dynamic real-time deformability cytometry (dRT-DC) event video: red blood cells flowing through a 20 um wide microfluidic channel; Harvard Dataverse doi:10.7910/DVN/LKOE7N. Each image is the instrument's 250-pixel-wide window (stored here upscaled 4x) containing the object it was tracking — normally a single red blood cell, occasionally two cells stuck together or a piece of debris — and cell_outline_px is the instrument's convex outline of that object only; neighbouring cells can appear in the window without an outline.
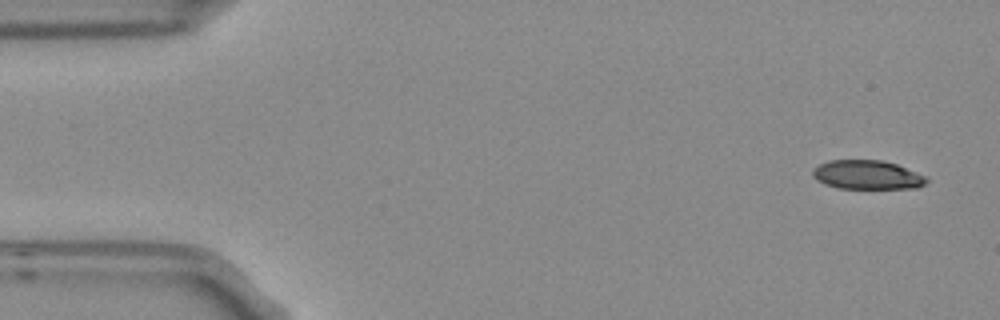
{"species": "Egyptian fruit bat (a non-hibernating species)", "species_latin": "Rousettus aegyptiacus", "temperature_condition": "room temperature", "stored_images_in_passage": 6, "camera_frame_rate_fps": 3000, "um_per_image_px": 0.085, "frame": {"image": 1, "passage_image": 1, "time_ms": 0.0, "image_size_px": [1000, 320], "cell_outline_px": [[928, 180], [924, 184], [916, 188], [840, 188], [824, 184], [816, 180], [812, 176], [812, 168], [828, 160], [880, 160], [896, 164], [924, 176]], "centroid_in_image_um": [73.64, 14.86], "position_along_channel_um": 11.4, "area_um2": 19.07}}
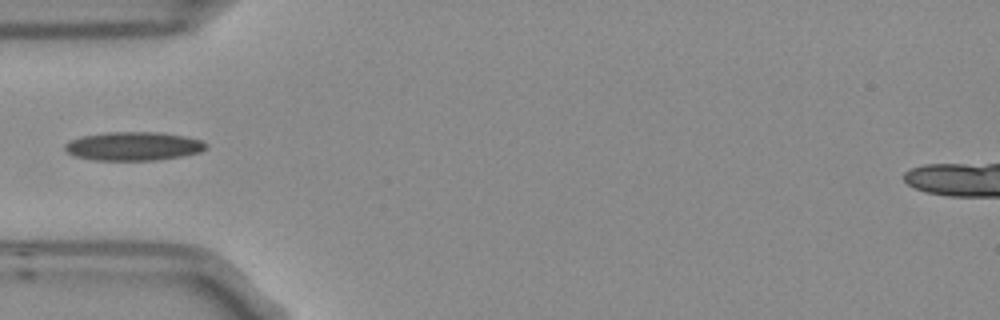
{"frame": {"image": 2, "passage_image": 5, "time_ms": 1.333, "image_size_px": [1000, 320], "cell_outline_px": [[208, 148], [200, 152], [180, 156], [156, 160], [92, 160], [76, 156], [68, 152], [64, 148], [64, 144], [80, 136], [108, 132], [156, 132], [184, 136], [200, 140], [208, 144]], "centroid_in_image_um": [11.34, 12.42], "position_along_channel_um": 73.7, "area_um2": 23.47}}
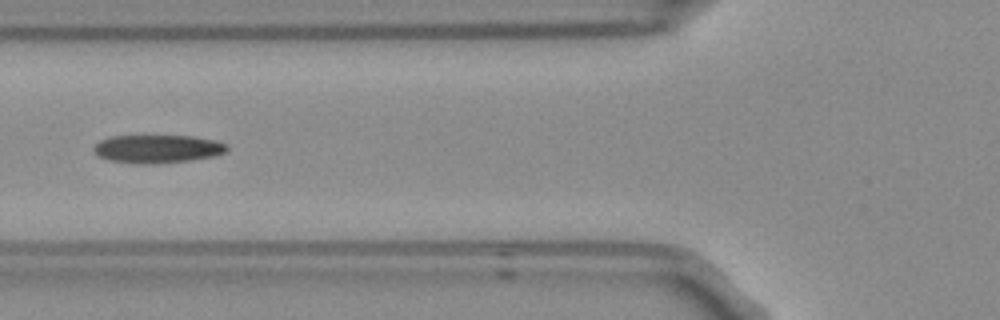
{"frame": {"image": 3, "passage_image": 6, "time_ms": 1.667, "image_size_px": [1000, 320], "cell_outline_px": [[228, 148], [224, 152], [212, 156], [188, 160], [152, 164], [108, 160], [92, 152], [92, 148], [100, 140], [108, 136], [192, 136], [216, 140], [228, 144]], "centroid_in_image_um": [13.36, 12.63], "position_along_channel_um": 112.4, "area_um2": 21.68}}